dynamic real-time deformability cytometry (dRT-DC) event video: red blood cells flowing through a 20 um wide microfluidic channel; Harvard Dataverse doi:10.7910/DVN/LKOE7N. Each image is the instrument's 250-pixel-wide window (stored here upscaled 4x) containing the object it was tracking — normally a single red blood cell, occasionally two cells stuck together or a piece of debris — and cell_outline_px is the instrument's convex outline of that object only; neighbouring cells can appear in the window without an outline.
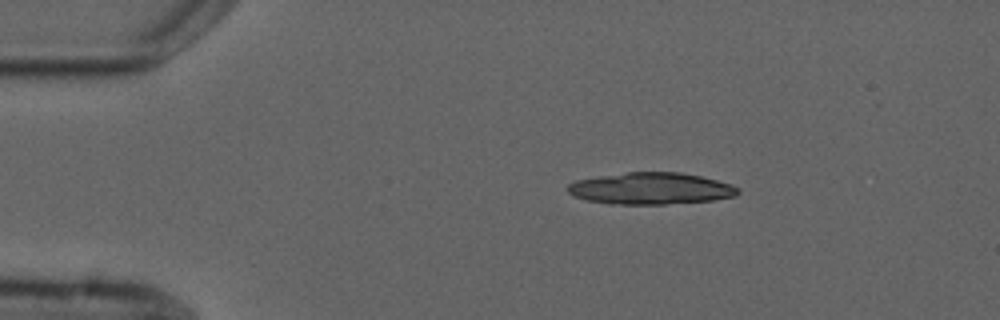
{"species": "common noctule bat (a hibernating species)", "species_latin": "Nyctalus noctula", "temperature_condition": "cold", "stored_images_in_passage": 5, "camera_frame_rate_fps": 3000, "um_per_image_px": 0.085, "animal": {"sex": "male", "forearm_length_mm": 52.5}, "frame": {"image": 1, "passage_image": 1, "time_ms": 0.0, "image_size_px": [1000, 320], "cell_outline_px": [[740, 192], [736, 196], [712, 200], [664, 204], [608, 204], [588, 200], [572, 196], [568, 192], [568, 184], [576, 180], [600, 176], [628, 172], [680, 172], [700, 176], [732, 184], [740, 188]], "centroid_in_image_um": [55.33, 16.02], "position_along_channel_um": 29.7, "area_um2": 31.5}}
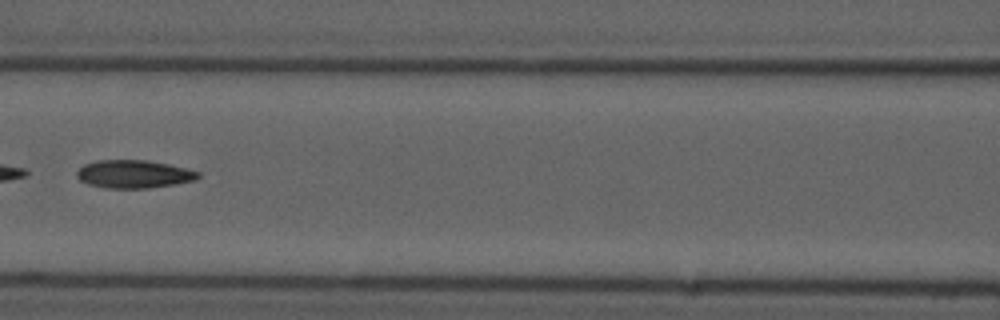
{"frame": {"image": 2, "passage_image": 5, "time_ms": 5.0, "image_size_px": [1000, 320], "cell_outline_px": [[200, 176], [196, 180], [176, 184], [148, 188], [104, 188], [88, 184], [80, 180], [76, 176], [76, 172], [84, 164], [96, 160], [148, 160], [168, 164], [200, 172]], "centroid_in_image_um": [11.36, 14.8], "position_along_channel_um": 155.2, "area_um2": 19.88}}